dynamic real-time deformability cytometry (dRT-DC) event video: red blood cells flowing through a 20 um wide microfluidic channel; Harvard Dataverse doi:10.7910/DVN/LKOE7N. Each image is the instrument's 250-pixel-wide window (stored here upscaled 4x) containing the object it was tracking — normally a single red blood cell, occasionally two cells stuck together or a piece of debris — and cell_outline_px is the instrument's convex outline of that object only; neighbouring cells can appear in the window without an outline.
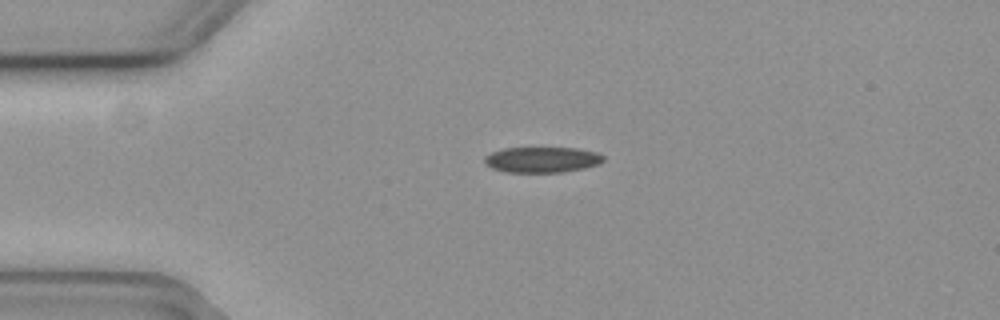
{"species": "common noctule bat (a hibernating species)", "species_latin": "Nyctalus noctula", "temperature_condition": "cold", "stored_images_in_passage": 44, "camera_frame_rate_fps": 3000, "um_per_image_px": 0.085, "animal": {"sex": "female", "body_mass_g": 19.3, "forearm_length_mm": 54.1}, "frame": {"image": 1, "passage_image": 1, "time_ms": 0.0, "image_size_px": [1000, 320], "cell_outline_px": [[604, 160], [596, 164], [584, 168], [564, 172], [504, 172], [492, 168], [484, 164], [484, 156], [492, 152], [504, 148], [576, 148], [596, 152], [604, 156]], "centroid_in_image_um": [46.03, 13.57], "position_along_channel_um": 39.0, "area_um2": 17.74}}
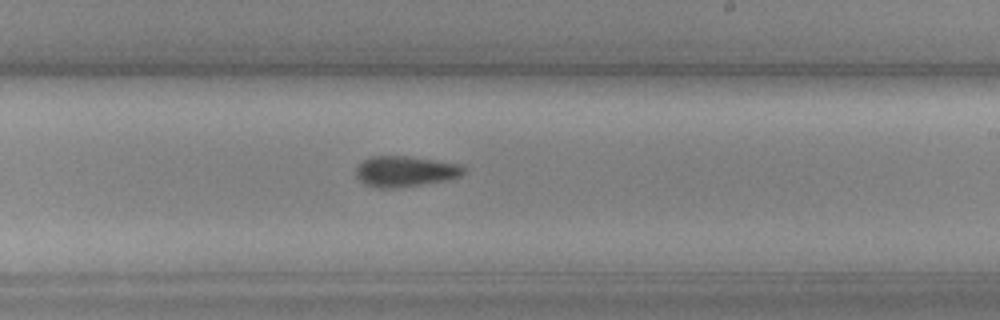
{"frame": {"image": 2, "passage_image": 21, "time_ms": 6.667, "image_size_px": [1000, 320], "cell_outline_px": [[464, 172], [460, 176], [444, 180], [396, 188], [376, 188], [364, 184], [356, 176], [356, 168], [364, 160], [372, 156], [408, 156], [460, 164], [464, 168]], "centroid_in_image_um": [34.4, 14.56], "position_along_channel_um": 254.6, "area_um2": 19.02}}
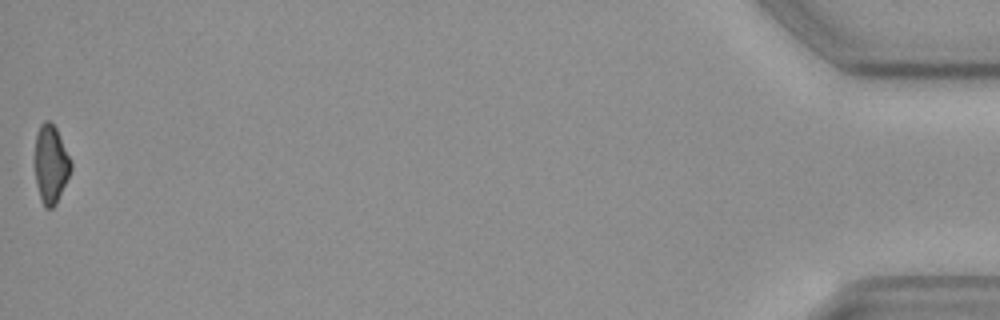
{"frame": {"image": 3, "passage_image": 44, "time_ms": 14.333, "image_size_px": [1000, 320], "cell_outline_px": [[72, 168], [56, 204], [52, 208], [44, 208], [40, 200], [36, 184], [36, 132], [40, 124], [44, 120], [48, 120], [56, 128], [72, 160]], "centroid_in_image_um": [4.33, 13.96], "position_along_channel_um": 430.9, "area_um2": 16.42}}